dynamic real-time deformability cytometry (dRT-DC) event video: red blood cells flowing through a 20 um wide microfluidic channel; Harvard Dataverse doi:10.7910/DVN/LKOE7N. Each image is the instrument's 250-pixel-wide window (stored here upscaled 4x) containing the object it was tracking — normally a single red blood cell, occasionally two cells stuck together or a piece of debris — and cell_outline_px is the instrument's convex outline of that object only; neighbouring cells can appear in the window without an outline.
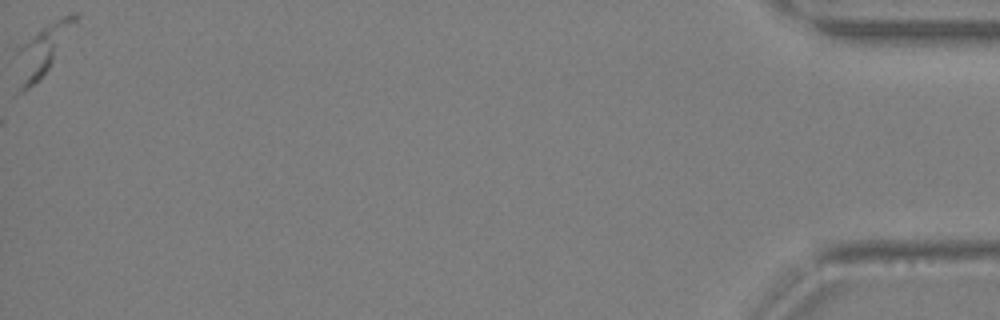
{"species": "Egyptian fruit bat (a non-hibernating species)", "species_latin": "Rousettus aegyptiacus", "temperature_condition": "warm", "stored_images_in_passage": 28, "camera_frame_rate_fps": 3000, "um_per_image_px": 0.085, "animal": {"sex": "female"}, "frame": {"image": 1, "passage_image": 28, "time_ms": 9.0, "image_size_px": [1000, 320], "cell_outline_px": [[80, 16], [48, 68], [28, 88], [20, 92], [12, 56], [16, 48], [36, 32], [48, 24], [72, 12], [76, 12]], "centroid_in_image_um": [3.52, 4.24], "position_along_channel_um": 431.7, "area_um2": 16.88}}